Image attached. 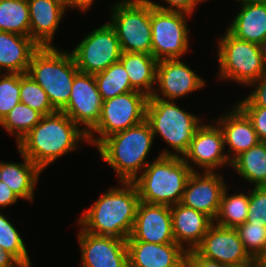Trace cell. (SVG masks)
Wrapping results in <instances>:
<instances>
[{
    "instance_id": "obj_26",
    "label": "cell",
    "mask_w": 266,
    "mask_h": 267,
    "mask_svg": "<svg viewBox=\"0 0 266 267\" xmlns=\"http://www.w3.org/2000/svg\"><path fill=\"white\" fill-rule=\"evenodd\" d=\"M119 61L128 74L131 87L152 96L158 61L151 54L139 52H122Z\"/></svg>"
},
{
    "instance_id": "obj_35",
    "label": "cell",
    "mask_w": 266,
    "mask_h": 267,
    "mask_svg": "<svg viewBox=\"0 0 266 267\" xmlns=\"http://www.w3.org/2000/svg\"><path fill=\"white\" fill-rule=\"evenodd\" d=\"M20 74L0 73V118L20 102Z\"/></svg>"
},
{
    "instance_id": "obj_9",
    "label": "cell",
    "mask_w": 266,
    "mask_h": 267,
    "mask_svg": "<svg viewBox=\"0 0 266 267\" xmlns=\"http://www.w3.org/2000/svg\"><path fill=\"white\" fill-rule=\"evenodd\" d=\"M148 98L135 90L104 100L98 123L87 133L88 144L96 147L104 138L146 120Z\"/></svg>"
},
{
    "instance_id": "obj_27",
    "label": "cell",
    "mask_w": 266,
    "mask_h": 267,
    "mask_svg": "<svg viewBox=\"0 0 266 267\" xmlns=\"http://www.w3.org/2000/svg\"><path fill=\"white\" fill-rule=\"evenodd\" d=\"M231 167L254 187L266 186V142H259L238 155L231 162Z\"/></svg>"
},
{
    "instance_id": "obj_23",
    "label": "cell",
    "mask_w": 266,
    "mask_h": 267,
    "mask_svg": "<svg viewBox=\"0 0 266 267\" xmlns=\"http://www.w3.org/2000/svg\"><path fill=\"white\" fill-rule=\"evenodd\" d=\"M39 48L31 37L0 31V73L3 70L5 73H27L31 58Z\"/></svg>"
},
{
    "instance_id": "obj_38",
    "label": "cell",
    "mask_w": 266,
    "mask_h": 267,
    "mask_svg": "<svg viewBox=\"0 0 266 267\" xmlns=\"http://www.w3.org/2000/svg\"><path fill=\"white\" fill-rule=\"evenodd\" d=\"M252 122L260 142H266V108L239 107Z\"/></svg>"
},
{
    "instance_id": "obj_7",
    "label": "cell",
    "mask_w": 266,
    "mask_h": 267,
    "mask_svg": "<svg viewBox=\"0 0 266 267\" xmlns=\"http://www.w3.org/2000/svg\"><path fill=\"white\" fill-rule=\"evenodd\" d=\"M225 32L217 43L218 78L248 86L266 73V47Z\"/></svg>"
},
{
    "instance_id": "obj_10",
    "label": "cell",
    "mask_w": 266,
    "mask_h": 267,
    "mask_svg": "<svg viewBox=\"0 0 266 267\" xmlns=\"http://www.w3.org/2000/svg\"><path fill=\"white\" fill-rule=\"evenodd\" d=\"M191 15L178 11L158 9L150 1L152 27L151 55L157 60L181 59L189 50V27Z\"/></svg>"
},
{
    "instance_id": "obj_30",
    "label": "cell",
    "mask_w": 266,
    "mask_h": 267,
    "mask_svg": "<svg viewBox=\"0 0 266 267\" xmlns=\"http://www.w3.org/2000/svg\"><path fill=\"white\" fill-rule=\"evenodd\" d=\"M94 78L103 101L117 95L135 91L131 87L128 74L120 61L113 63L106 70L95 74Z\"/></svg>"
},
{
    "instance_id": "obj_1",
    "label": "cell",
    "mask_w": 266,
    "mask_h": 267,
    "mask_svg": "<svg viewBox=\"0 0 266 267\" xmlns=\"http://www.w3.org/2000/svg\"><path fill=\"white\" fill-rule=\"evenodd\" d=\"M84 140L88 143L84 130L63 111H55L42 116L16 146L19 153L44 171L59 157L74 152Z\"/></svg>"
},
{
    "instance_id": "obj_8",
    "label": "cell",
    "mask_w": 266,
    "mask_h": 267,
    "mask_svg": "<svg viewBox=\"0 0 266 267\" xmlns=\"http://www.w3.org/2000/svg\"><path fill=\"white\" fill-rule=\"evenodd\" d=\"M118 2L111 7L109 23L117 34L121 51L151 54L150 0Z\"/></svg>"
},
{
    "instance_id": "obj_32",
    "label": "cell",
    "mask_w": 266,
    "mask_h": 267,
    "mask_svg": "<svg viewBox=\"0 0 266 267\" xmlns=\"http://www.w3.org/2000/svg\"><path fill=\"white\" fill-rule=\"evenodd\" d=\"M20 102L37 110L43 116L56 110L51 105L47 93L27 73L20 74Z\"/></svg>"
},
{
    "instance_id": "obj_46",
    "label": "cell",
    "mask_w": 266,
    "mask_h": 267,
    "mask_svg": "<svg viewBox=\"0 0 266 267\" xmlns=\"http://www.w3.org/2000/svg\"><path fill=\"white\" fill-rule=\"evenodd\" d=\"M16 267H31V262L19 263Z\"/></svg>"
},
{
    "instance_id": "obj_29",
    "label": "cell",
    "mask_w": 266,
    "mask_h": 267,
    "mask_svg": "<svg viewBox=\"0 0 266 267\" xmlns=\"http://www.w3.org/2000/svg\"><path fill=\"white\" fill-rule=\"evenodd\" d=\"M0 31L30 37L27 0H0Z\"/></svg>"
},
{
    "instance_id": "obj_6",
    "label": "cell",
    "mask_w": 266,
    "mask_h": 267,
    "mask_svg": "<svg viewBox=\"0 0 266 267\" xmlns=\"http://www.w3.org/2000/svg\"><path fill=\"white\" fill-rule=\"evenodd\" d=\"M146 120L152 133L158 134L175 152L162 150L161 156H181L188 151L197 128L203 123L200 117L190 114L175 101L148 98Z\"/></svg>"
},
{
    "instance_id": "obj_31",
    "label": "cell",
    "mask_w": 266,
    "mask_h": 267,
    "mask_svg": "<svg viewBox=\"0 0 266 267\" xmlns=\"http://www.w3.org/2000/svg\"><path fill=\"white\" fill-rule=\"evenodd\" d=\"M42 114L19 102L2 120V127L10 135L16 136V144L41 120Z\"/></svg>"
},
{
    "instance_id": "obj_37",
    "label": "cell",
    "mask_w": 266,
    "mask_h": 267,
    "mask_svg": "<svg viewBox=\"0 0 266 267\" xmlns=\"http://www.w3.org/2000/svg\"><path fill=\"white\" fill-rule=\"evenodd\" d=\"M256 85V86H255ZM248 86H255L250 94L236 103L238 107H263L266 108V73Z\"/></svg>"
},
{
    "instance_id": "obj_48",
    "label": "cell",
    "mask_w": 266,
    "mask_h": 267,
    "mask_svg": "<svg viewBox=\"0 0 266 267\" xmlns=\"http://www.w3.org/2000/svg\"><path fill=\"white\" fill-rule=\"evenodd\" d=\"M199 4L208 0H196Z\"/></svg>"
},
{
    "instance_id": "obj_17",
    "label": "cell",
    "mask_w": 266,
    "mask_h": 267,
    "mask_svg": "<svg viewBox=\"0 0 266 267\" xmlns=\"http://www.w3.org/2000/svg\"><path fill=\"white\" fill-rule=\"evenodd\" d=\"M226 187L225 180L219 173L193 171L187 180L180 203L205 213L214 221Z\"/></svg>"
},
{
    "instance_id": "obj_33",
    "label": "cell",
    "mask_w": 266,
    "mask_h": 267,
    "mask_svg": "<svg viewBox=\"0 0 266 267\" xmlns=\"http://www.w3.org/2000/svg\"><path fill=\"white\" fill-rule=\"evenodd\" d=\"M0 249L11 253L20 263L30 261L27 248L19 231L0 213Z\"/></svg>"
},
{
    "instance_id": "obj_20",
    "label": "cell",
    "mask_w": 266,
    "mask_h": 267,
    "mask_svg": "<svg viewBox=\"0 0 266 267\" xmlns=\"http://www.w3.org/2000/svg\"><path fill=\"white\" fill-rule=\"evenodd\" d=\"M230 111L213 123L216 122L222 130L225 147L229 148V153L226 154L232 162L238 155L256 146L260 140L252 122L236 104ZM229 154L233 155L230 157Z\"/></svg>"
},
{
    "instance_id": "obj_44",
    "label": "cell",
    "mask_w": 266,
    "mask_h": 267,
    "mask_svg": "<svg viewBox=\"0 0 266 267\" xmlns=\"http://www.w3.org/2000/svg\"><path fill=\"white\" fill-rule=\"evenodd\" d=\"M256 261L259 263L260 267H266V250Z\"/></svg>"
},
{
    "instance_id": "obj_39",
    "label": "cell",
    "mask_w": 266,
    "mask_h": 267,
    "mask_svg": "<svg viewBox=\"0 0 266 267\" xmlns=\"http://www.w3.org/2000/svg\"><path fill=\"white\" fill-rule=\"evenodd\" d=\"M163 1H165V3H167L169 7L160 5L158 3H155L154 1L152 2V4L161 10L184 12L190 15H192L193 11H195L194 9L197 8L199 4L196 0H163Z\"/></svg>"
},
{
    "instance_id": "obj_36",
    "label": "cell",
    "mask_w": 266,
    "mask_h": 267,
    "mask_svg": "<svg viewBox=\"0 0 266 267\" xmlns=\"http://www.w3.org/2000/svg\"><path fill=\"white\" fill-rule=\"evenodd\" d=\"M251 190L246 222L266 227V186L253 187Z\"/></svg>"
},
{
    "instance_id": "obj_3",
    "label": "cell",
    "mask_w": 266,
    "mask_h": 267,
    "mask_svg": "<svg viewBox=\"0 0 266 267\" xmlns=\"http://www.w3.org/2000/svg\"><path fill=\"white\" fill-rule=\"evenodd\" d=\"M154 135L147 120L124 131L104 138L97 150L106 163L115 170L119 182H133L149 163Z\"/></svg>"
},
{
    "instance_id": "obj_11",
    "label": "cell",
    "mask_w": 266,
    "mask_h": 267,
    "mask_svg": "<svg viewBox=\"0 0 266 267\" xmlns=\"http://www.w3.org/2000/svg\"><path fill=\"white\" fill-rule=\"evenodd\" d=\"M120 43L110 23L89 32L71 51L79 72L95 75L121 57Z\"/></svg>"
},
{
    "instance_id": "obj_24",
    "label": "cell",
    "mask_w": 266,
    "mask_h": 267,
    "mask_svg": "<svg viewBox=\"0 0 266 267\" xmlns=\"http://www.w3.org/2000/svg\"><path fill=\"white\" fill-rule=\"evenodd\" d=\"M240 8L227 30L239 39L266 47V3L242 4Z\"/></svg>"
},
{
    "instance_id": "obj_19",
    "label": "cell",
    "mask_w": 266,
    "mask_h": 267,
    "mask_svg": "<svg viewBox=\"0 0 266 267\" xmlns=\"http://www.w3.org/2000/svg\"><path fill=\"white\" fill-rule=\"evenodd\" d=\"M126 242L128 267H186L187 251L177 243Z\"/></svg>"
},
{
    "instance_id": "obj_5",
    "label": "cell",
    "mask_w": 266,
    "mask_h": 267,
    "mask_svg": "<svg viewBox=\"0 0 266 267\" xmlns=\"http://www.w3.org/2000/svg\"><path fill=\"white\" fill-rule=\"evenodd\" d=\"M79 72L73 55L58 47H40L32 56L27 74L47 93L56 111L69 101L75 75Z\"/></svg>"
},
{
    "instance_id": "obj_14",
    "label": "cell",
    "mask_w": 266,
    "mask_h": 267,
    "mask_svg": "<svg viewBox=\"0 0 266 267\" xmlns=\"http://www.w3.org/2000/svg\"><path fill=\"white\" fill-rule=\"evenodd\" d=\"M103 100L92 74L78 72L68 104L61 110L87 134L99 121ZM81 125V126H80Z\"/></svg>"
},
{
    "instance_id": "obj_13",
    "label": "cell",
    "mask_w": 266,
    "mask_h": 267,
    "mask_svg": "<svg viewBox=\"0 0 266 267\" xmlns=\"http://www.w3.org/2000/svg\"><path fill=\"white\" fill-rule=\"evenodd\" d=\"M195 250L203 257L230 267H245L255 260L246 251L235 228L212 224Z\"/></svg>"
},
{
    "instance_id": "obj_34",
    "label": "cell",
    "mask_w": 266,
    "mask_h": 267,
    "mask_svg": "<svg viewBox=\"0 0 266 267\" xmlns=\"http://www.w3.org/2000/svg\"><path fill=\"white\" fill-rule=\"evenodd\" d=\"M235 229L246 251L256 261L266 250V227L244 222Z\"/></svg>"
},
{
    "instance_id": "obj_12",
    "label": "cell",
    "mask_w": 266,
    "mask_h": 267,
    "mask_svg": "<svg viewBox=\"0 0 266 267\" xmlns=\"http://www.w3.org/2000/svg\"><path fill=\"white\" fill-rule=\"evenodd\" d=\"M224 150V137L219 125L216 122L215 125L202 123L197 128L189 149L182 158L192 171L196 169L189 162L204 171L214 172L217 168L226 165L231 167V162Z\"/></svg>"
},
{
    "instance_id": "obj_21",
    "label": "cell",
    "mask_w": 266,
    "mask_h": 267,
    "mask_svg": "<svg viewBox=\"0 0 266 267\" xmlns=\"http://www.w3.org/2000/svg\"><path fill=\"white\" fill-rule=\"evenodd\" d=\"M30 37L40 47H54L53 38L66 13L63 0H27Z\"/></svg>"
},
{
    "instance_id": "obj_47",
    "label": "cell",
    "mask_w": 266,
    "mask_h": 267,
    "mask_svg": "<svg viewBox=\"0 0 266 267\" xmlns=\"http://www.w3.org/2000/svg\"><path fill=\"white\" fill-rule=\"evenodd\" d=\"M245 267H260V265L257 261H254L252 264L245 266Z\"/></svg>"
},
{
    "instance_id": "obj_43",
    "label": "cell",
    "mask_w": 266,
    "mask_h": 267,
    "mask_svg": "<svg viewBox=\"0 0 266 267\" xmlns=\"http://www.w3.org/2000/svg\"><path fill=\"white\" fill-rule=\"evenodd\" d=\"M19 263L11 253L0 249V267H16Z\"/></svg>"
},
{
    "instance_id": "obj_41",
    "label": "cell",
    "mask_w": 266,
    "mask_h": 267,
    "mask_svg": "<svg viewBox=\"0 0 266 267\" xmlns=\"http://www.w3.org/2000/svg\"><path fill=\"white\" fill-rule=\"evenodd\" d=\"M20 198L3 181L0 180V208L16 204Z\"/></svg>"
},
{
    "instance_id": "obj_2",
    "label": "cell",
    "mask_w": 266,
    "mask_h": 267,
    "mask_svg": "<svg viewBox=\"0 0 266 267\" xmlns=\"http://www.w3.org/2000/svg\"><path fill=\"white\" fill-rule=\"evenodd\" d=\"M110 188L86 209L77 221L84 231L94 235L126 240L132 232L140 202L133 182H120Z\"/></svg>"
},
{
    "instance_id": "obj_25",
    "label": "cell",
    "mask_w": 266,
    "mask_h": 267,
    "mask_svg": "<svg viewBox=\"0 0 266 267\" xmlns=\"http://www.w3.org/2000/svg\"><path fill=\"white\" fill-rule=\"evenodd\" d=\"M23 163L0 161V180L3 181L20 199L33 201L34 189L43 172L24 154Z\"/></svg>"
},
{
    "instance_id": "obj_18",
    "label": "cell",
    "mask_w": 266,
    "mask_h": 267,
    "mask_svg": "<svg viewBox=\"0 0 266 267\" xmlns=\"http://www.w3.org/2000/svg\"><path fill=\"white\" fill-rule=\"evenodd\" d=\"M126 241L175 243L170 206L140 201L131 235Z\"/></svg>"
},
{
    "instance_id": "obj_15",
    "label": "cell",
    "mask_w": 266,
    "mask_h": 267,
    "mask_svg": "<svg viewBox=\"0 0 266 267\" xmlns=\"http://www.w3.org/2000/svg\"><path fill=\"white\" fill-rule=\"evenodd\" d=\"M156 83L159 87L154 88L149 98L175 101L202 89L206 81L180 59H165L158 61ZM158 89L161 94H158Z\"/></svg>"
},
{
    "instance_id": "obj_42",
    "label": "cell",
    "mask_w": 266,
    "mask_h": 267,
    "mask_svg": "<svg viewBox=\"0 0 266 267\" xmlns=\"http://www.w3.org/2000/svg\"><path fill=\"white\" fill-rule=\"evenodd\" d=\"M66 10L69 8H77L82 12H86L93 5L95 0H63Z\"/></svg>"
},
{
    "instance_id": "obj_28",
    "label": "cell",
    "mask_w": 266,
    "mask_h": 267,
    "mask_svg": "<svg viewBox=\"0 0 266 267\" xmlns=\"http://www.w3.org/2000/svg\"><path fill=\"white\" fill-rule=\"evenodd\" d=\"M249 208V191L228 195L226 187L222 193L219 210L213 223L225 227L236 228L246 222Z\"/></svg>"
},
{
    "instance_id": "obj_22",
    "label": "cell",
    "mask_w": 266,
    "mask_h": 267,
    "mask_svg": "<svg viewBox=\"0 0 266 267\" xmlns=\"http://www.w3.org/2000/svg\"><path fill=\"white\" fill-rule=\"evenodd\" d=\"M175 243L186 251L195 249L203 240L213 220L205 213L181 203L170 206Z\"/></svg>"
},
{
    "instance_id": "obj_45",
    "label": "cell",
    "mask_w": 266,
    "mask_h": 267,
    "mask_svg": "<svg viewBox=\"0 0 266 267\" xmlns=\"http://www.w3.org/2000/svg\"><path fill=\"white\" fill-rule=\"evenodd\" d=\"M237 2L241 1L242 4H252V3H266V0H236Z\"/></svg>"
},
{
    "instance_id": "obj_4",
    "label": "cell",
    "mask_w": 266,
    "mask_h": 267,
    "mask_svg": "<svg viewBox=\"0 0 266 267\" xmlns=\"http://www.w3.org/2000/svg\"><path fill=\"white\" fill-rule=\"evenodd\" d=\"M192 169L181 156H161L149 161L133 181L140 201L148 204H178Z\"/></svg>"
},
{
    "instance_id": "obj_16",
    "label": "cell",
    "mask_w": 266,
    "mask_h": 267,
    "mask_svg": "<svg viewBox=\"0 0 266 267\" xmlns=\"http://www.w3.org/2000/svg\"><path fill=\"white\" fill-rule=\"evenodd\" d=\"M78 243L83 267H128L127 242L112 236L88 233L80 228Z\"/></svg>"
},
{
    "instance_id": "obj_40",
    "label": "cell",
    "mask_w": 266,
    "mask_h": 267,
    "mask_svg": "<svg viewBox=\"0 0 266 267\" xmlns=\"http://www.w3.org/2000/svg\"><path fill=\"white\" fill-rule=\"evenodd\" d=\"M186 267H230L201 256L195 249L187 251Z\"/></svg>"
}]
</instances>
